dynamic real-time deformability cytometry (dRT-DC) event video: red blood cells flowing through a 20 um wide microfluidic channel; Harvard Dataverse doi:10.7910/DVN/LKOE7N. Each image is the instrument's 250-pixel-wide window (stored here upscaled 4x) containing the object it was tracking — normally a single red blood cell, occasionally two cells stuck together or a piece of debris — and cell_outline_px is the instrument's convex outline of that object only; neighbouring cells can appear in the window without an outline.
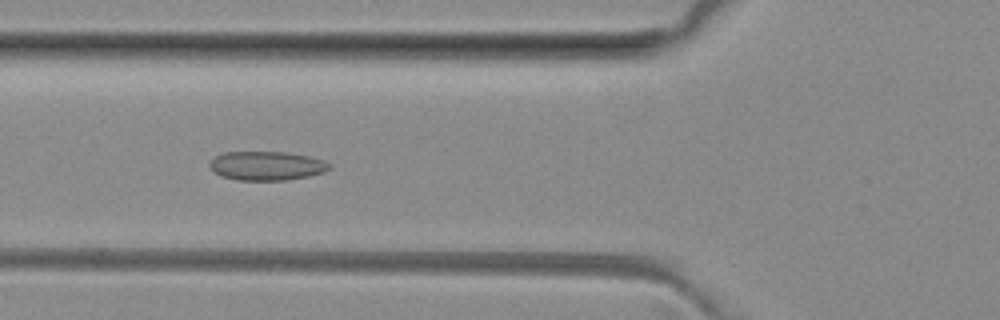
{"species": "common noctule bat (a hibernating species)", "species_latin": "Nyctalus noctula", "temperature_condition": "room temperature", "stored_images_in_passage": 5, "camera_frame_rate_fps": 3000, "um_per_image_px": 0.085, "animal": {"sex": "female", "body_mass_g": 29.2, "forearm_length_mm": 56.3}, "frame": {"image": 1, "passage_image": 5, "time_ms": 4.667, "image_size_px": [1000, 320], "cell_outline_px": [[332, 168], [324, 172], [308, 176], [288, 180], [236, 180], [220, 176], [208, 164], [216, 156], [224, 152], [284, 152], [308, 156], [324, 160], [332, 164]], "centroid_in_image_um": [22.7, 14.1], "position_along_channel_um": 103.1, "area_um2": 20.23}}